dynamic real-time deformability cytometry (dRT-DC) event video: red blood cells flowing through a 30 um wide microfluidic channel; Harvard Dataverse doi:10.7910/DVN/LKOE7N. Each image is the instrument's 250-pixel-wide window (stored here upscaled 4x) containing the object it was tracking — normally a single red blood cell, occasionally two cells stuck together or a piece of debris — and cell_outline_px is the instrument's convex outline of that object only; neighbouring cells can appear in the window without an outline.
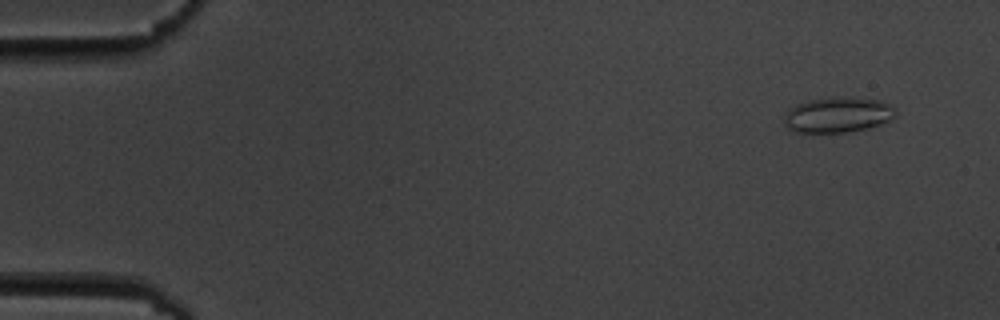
{"species": "common noctule bat (a hibernating species)", "species_latin": "Nyctalus noctula", "temperature_condition": "cold", "stored_images_in_passage": 5, "camera_frame_rate_fps": 3000, "um_per_image_px": 0.085, "animal": {"sex": "male", "body_mass_g": 19.5, "forearm_length_mm": 54.6}, "frame": {"image": 1, "passage_image": 2, "time_ms": 1.0, "image_size_px": [1000, 320], "cell_outline_px": [[896, 116], [880, 124], [868, 128], [848, 132], [796, 132], [788, 128], [784, 124], [784, 116], [796, 104], [808, 100], [832, 96], [880, 100], [896, 108]], "centroid_in_image_um": [71.22, 9.75], "position_along_channel_um": 13.8, "area_um2": 22.95}}
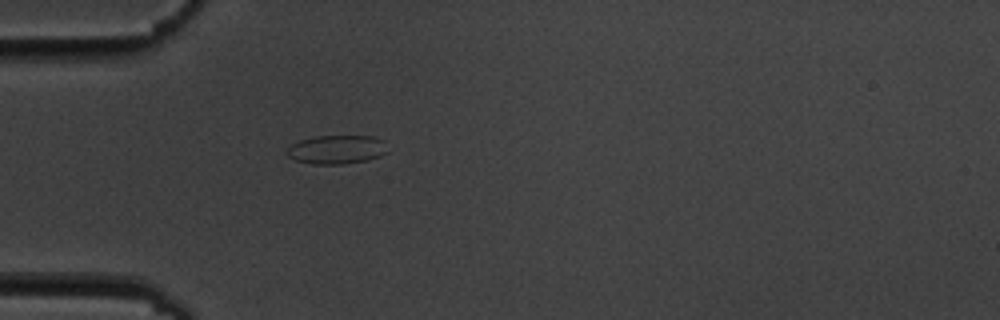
{"frame": {"image": 2, "passage_image": 5, "time_ms": 5.333, "image_size_px": [1000, 320], "cell_outline_px": [[388, 152], [380, 156], [368, 160], [344, 164], [312, 164], [296, 160], [288, 156], [284, 152], [292, 144], [300, 140], [312, 136], [372, 136], [384, 140]], "centroid_in_image_um": [28.62, 12.71], "position_along_channel_um": 56.4, "area_um2": 17.05}}